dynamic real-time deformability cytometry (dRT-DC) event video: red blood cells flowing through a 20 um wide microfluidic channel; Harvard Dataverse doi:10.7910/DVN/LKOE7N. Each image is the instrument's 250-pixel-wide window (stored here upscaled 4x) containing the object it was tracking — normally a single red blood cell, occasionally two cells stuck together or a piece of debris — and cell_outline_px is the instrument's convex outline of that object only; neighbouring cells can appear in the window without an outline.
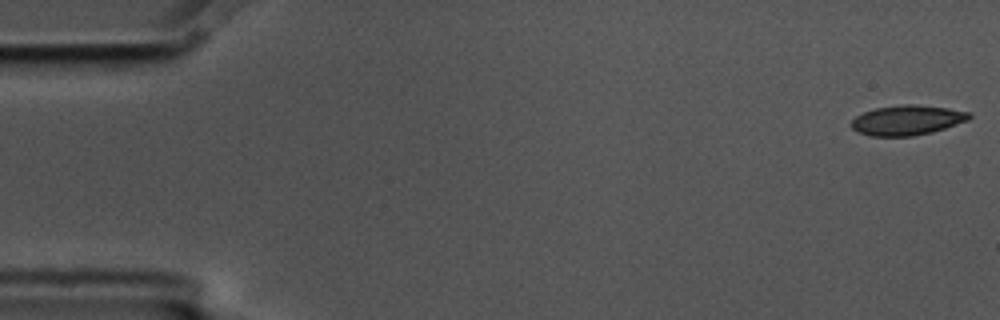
{"species": "common noctule bat (a hibernating species)", "species_latin": "Nyctalus noctula", "temperature_condition": "cold", "stored_images_in_passage": 5, "camera_frame_rate_fps": 3000, "um_per_image_px": 0.085, "animal": {"sex": "male", "body_mass_g": 17.5, "forearm_length_mm": 52.3}, "frame": {"image": 1, "passage_image": 1, "time_ms": 0.0, "image_size_px": [1000, 320], "cell_outline_px": [[972, 116], [968, 120], [932, 132], [912, 136], [872, 136], [856, 132], [852, 128], [852, 120], [856, 116], [864, 112], [876, 108], [900, 104], [916, 104], [948, 108], [972, 112]], "centroid_in_image_um": [77.12, 10.21], "position_along_channel_um": 7.9, "area_um2": 20.58}}
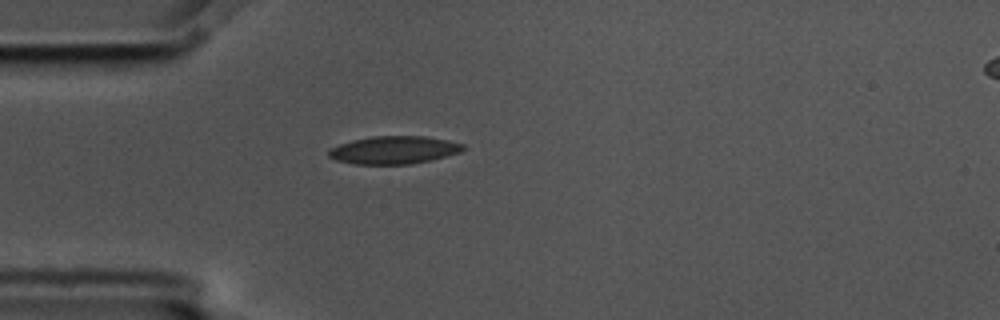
{"frame": {"image": 2, "passage_image": 5, "time_ms": 1.333, "image_size_px": [1000, 320], "cell_outline_px": [[468, 148], [460, 152], [432, 160], [412, 164], [352, 164], [336, 160], [328, 156], [328, 148], [352, 140], [372, 136], [424, 136], [448, 140], [464, 144]], "centroid_in_image_um": [33.49, 12.75], "position_along_channel_um": 51.5, "area_um2": 22.02}}